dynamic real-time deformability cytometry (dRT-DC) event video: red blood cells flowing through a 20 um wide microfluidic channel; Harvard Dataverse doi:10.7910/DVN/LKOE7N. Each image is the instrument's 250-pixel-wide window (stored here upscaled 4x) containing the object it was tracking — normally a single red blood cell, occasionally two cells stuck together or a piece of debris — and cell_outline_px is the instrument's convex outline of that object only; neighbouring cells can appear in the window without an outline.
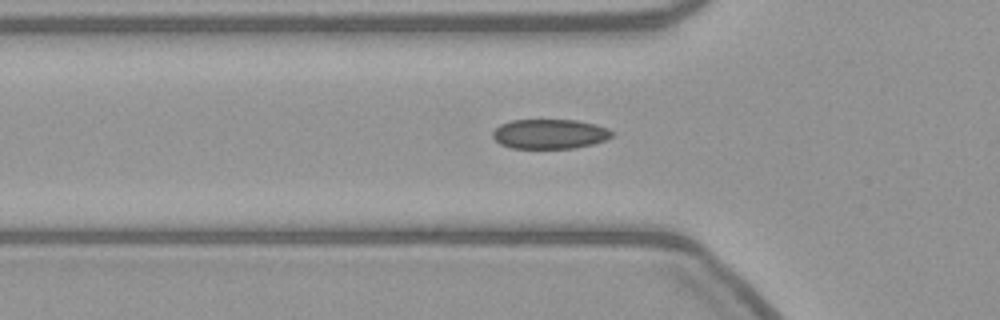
{"species": "common noctule bat (a hibernating species)", "species_latin": "Nyctalus noctula", "temperature_condition": "warm", "stored_images_in_passage": 40, "camera_frame_rate_fps": 3000, "um_per_image_px": 0.085, "animal": {"sex": "female", "body_mass_g": 21.9}, "frame": {"image": 1, "passage_image": 8, "time_ms": 2.333, "image_size_px": [1000, 320], "cell_outline_px": [[616, 132], [612, 136], [604, 140], [592, 144], [576, 148], [512, 148], [500, 144], [492, 136], [492, 132], [500, 124], [512, 120], [576, 120], [596, 124], [608, 128]], "centroid_in_image_um": [46.74, 11.38], "position_along_channel_um": 79.1, "area_um2": 20.69}}
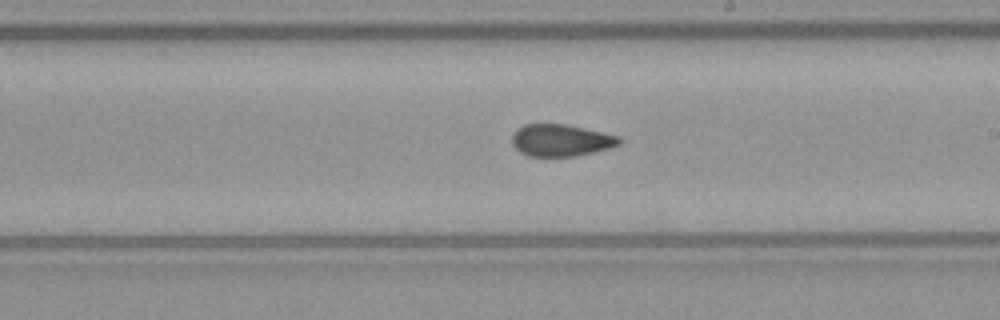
{"frame": {"image": 2, "passage_image": 21, "time_ms": 6.667, "image_size_px": [1000, 320], "cell_outline_px": [[624, 140], [620, 144], [608, 148], [576, 156], [528, 156], [520, 152], [512, 144], [512, 132], [516, 128], [524, 124], [564, 124], [584, 128], [620, 136]], "centroid_in_image_um": [47.66, 11.92], "position_along_channel_um": 241.3, "area_um2": 20.06}}
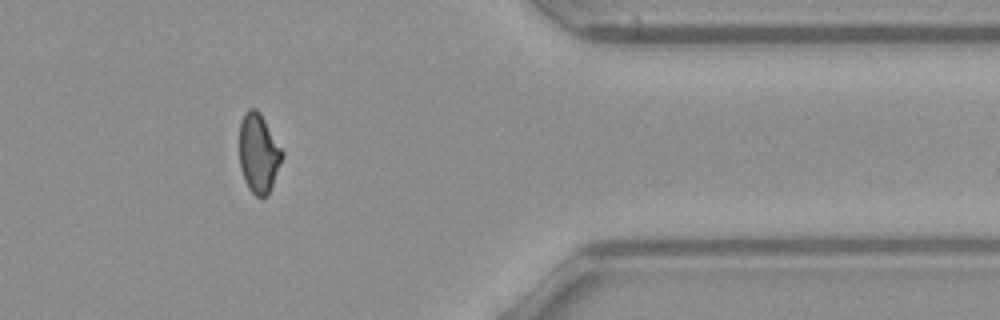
{"frame": {"image": 3, "passage_image": 35, "time_ms": 11.333, "image_size_px": [1000, 320], "cell_outline_px": [[284, 156], [268, 196], [260, 200], [248, 188], [244, 180], [240, 168], [240, 120], [244, 112], [248, 108], [256, 108], [260, 112], [284, 152]], "centroid_in_image_um": [21.99, 13.04], "position_along_channel_um": 389.4, "area_um2": 20.11}}